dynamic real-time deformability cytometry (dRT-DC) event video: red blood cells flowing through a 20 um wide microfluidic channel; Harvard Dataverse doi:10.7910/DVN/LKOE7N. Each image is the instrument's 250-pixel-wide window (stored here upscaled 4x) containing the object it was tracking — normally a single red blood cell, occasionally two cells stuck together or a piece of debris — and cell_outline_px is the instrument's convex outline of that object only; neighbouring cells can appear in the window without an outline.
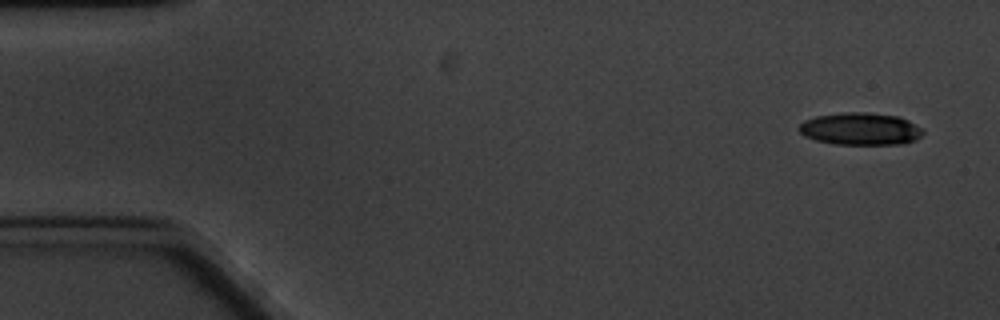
{"species": "common noctule bat (a hibernating species)", "species_latin": "Nyctalus noctula", "temperature_condition": "cold", "stored_images_in_passage": 5, "camera_frame_rate_fps": 3000, "um_per_image_px": 0.085, "animal": {"sex": "male", "body_mass_g": 20.1, "forearm_length_mm": 53.5}, "frame": {"image": 1, "passage_image": 1, "time_ms": 0.0, "image_size_px": [1000, 320], "cell_outline_px": [[924, 132], [916, 140], [900, 144], [836, 144], [816, 140], [804, 136], [796, 128], [804, 120], [816, 116], [844, 112], [864, 112], [896, 116], [908, 120], [920, 128]], "centroid_in_image_um": [73.09, 10.95], "position_along_channel_um": 11.9, "area_um2": 23.24}}
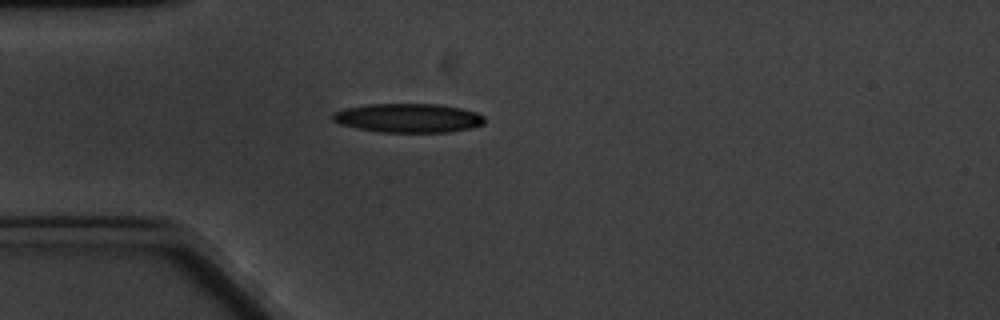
{"frame": {"image": 2, "passage_image": 5, "time_ms": 4.333, "image_size_px": [1000, 320], "cell_outline_px": [[484, 124], [472, 128], [448, 132], [380, 132], [356, 128], [340, 124], [332, 120], [332, 112], [344, 108], [368, 104], [436, 104], [460, 108], [476, 112], [484, 116]], "centroid_in_image_um": [34.68, 10.03], "position_along_channel_um": 50.3, "area_um2": 25.78}}